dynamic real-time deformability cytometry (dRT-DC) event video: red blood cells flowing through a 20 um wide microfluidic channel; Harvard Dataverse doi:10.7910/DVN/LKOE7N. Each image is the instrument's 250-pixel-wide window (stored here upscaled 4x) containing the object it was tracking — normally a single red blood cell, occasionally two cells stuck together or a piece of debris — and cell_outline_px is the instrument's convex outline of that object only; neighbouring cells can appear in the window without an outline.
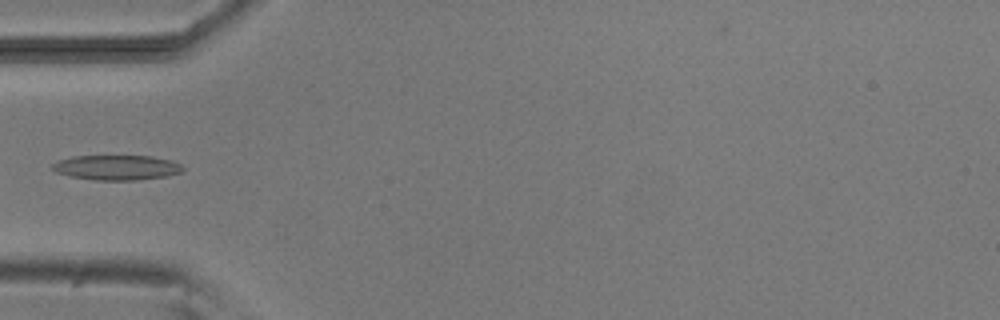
{"species": "common noctule bat (a hibernating species)", "species_latin": "Nyctalus noctula", "temperature_condition": "room temperature", "stored_images_in_passage": 5, "camera_frame_rate_fps": 3000, "um_per_image_px": 0.085, "animal": {"sex": "male", "body_mass_g": 20.5, "forearm_length_mm": 52.5}, "frame": {"image": 1, "passage_image": 4, "time_ms": 4.333, "image_size_px": [1000, 320], "cell_outline_px": [[184, 172], [168, 176], [136, 180], [96, 180], [72, 176], [56, 172], [52, 168], [52, 164], [60, 160], [72, 156], [152, 156], [172, 160], [180, 164], [184, 168]], "centroid_in_image_um": [9.98, 14.24], "position_along_channel_um": 75.0, "area_um2": 18.96}}
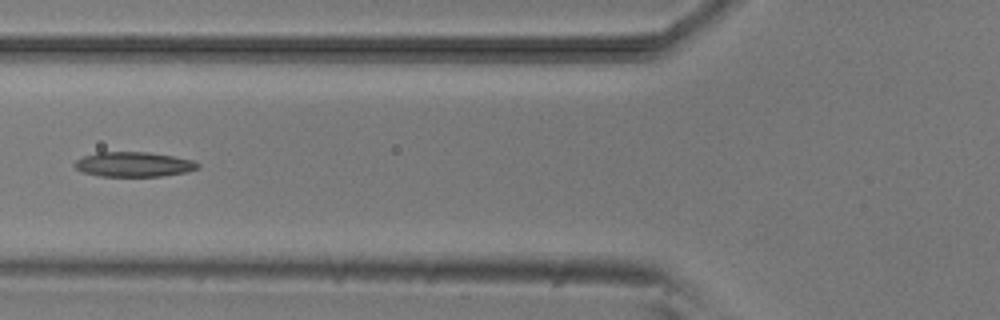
{"frame": {"image": 2, "passage_image": 5, "time_ms": 5.333, "image_size_px": [1000, 320], "cell_outline_px": [[200, 168], [184, 172], [160, 176], [100, 176], [80, 172], [72, 164], [76, 160], [84, 156], [96, 152], [148, 152], [196, 160], [200, 164]], "centroid_in_image_um": [11.35, 13.97], "position_along_channel_um": 114.4, "area_um2": 17.92}}